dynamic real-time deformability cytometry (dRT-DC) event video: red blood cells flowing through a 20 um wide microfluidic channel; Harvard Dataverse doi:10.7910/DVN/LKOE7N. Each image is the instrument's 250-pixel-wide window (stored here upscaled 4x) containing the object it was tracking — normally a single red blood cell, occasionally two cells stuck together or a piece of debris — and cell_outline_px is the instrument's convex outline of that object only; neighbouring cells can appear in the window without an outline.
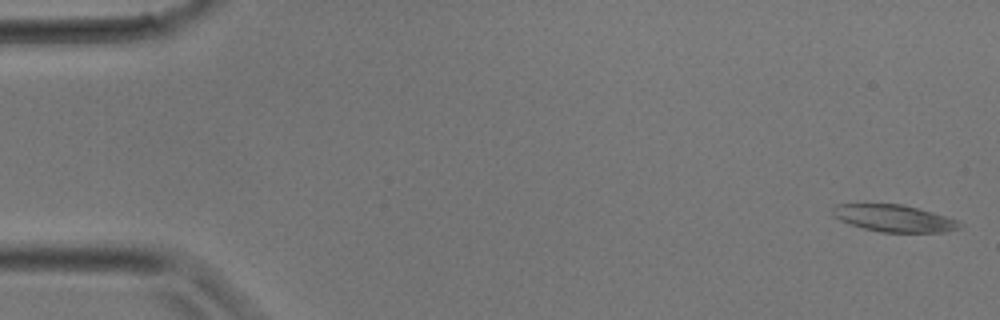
{"species": "common noctule bat (a hibernating species)", "species_latin": "Nyctalus noctula", "temperature_condition": "room temperature", "stored_images_in_passage": 8, "camera_frame_rate_fps": 3000, "um_per_image_px": 0.085, "animal": {"sex": "male", "body_mass_g": 17.9}, "frame": {"image": 1, "passage_image": 1, "time_ms": 0.0, "image_size_px": [1000, 320], "cell_outline_px": [[964, 224], [960, 228], [944, 232], [880, 232], [864, 228], [840, 220], [832, 216], [832, 208], [836, 204], [900, 204], [932, 212], [960, 220]], "centroid_in_image_um": [76.02, 18.56], "position_along_channel_um": 9.0, "area_um2": 19.94}}